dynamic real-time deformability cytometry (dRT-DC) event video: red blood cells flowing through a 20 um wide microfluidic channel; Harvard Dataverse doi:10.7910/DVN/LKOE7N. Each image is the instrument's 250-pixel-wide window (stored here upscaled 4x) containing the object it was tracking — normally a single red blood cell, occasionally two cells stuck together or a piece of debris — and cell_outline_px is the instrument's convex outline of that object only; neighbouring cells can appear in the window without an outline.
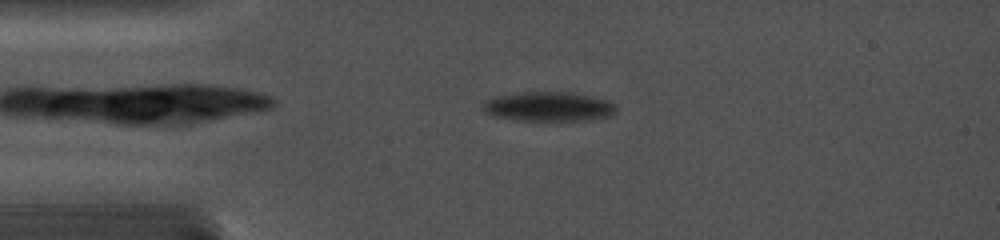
{"species": "common noctule bat (a hibernating species)", "species_latin": "Nyctalus noctula", "temperature_condition": "cold", "stored_images_in_passage": 17, "camera_frame_rate_fps": 5000, "um_per_image_px": 0.085, "animal": {"sex": "female", "body_mass_g": 19.0, "forearm_length_mm": 56.7}, "frame": {"image": 1, "passage_image": 4, "time_ms": 1.0, "image_size_px": [1000, 240], "cell_outline_px": [[616, 112], [608, 116], [588, 120], [516, 120], [496, 116], [484, 112], [484, 100], [496, 96], [524, 92], [568, 92], [592, 96], [608, 100], [616, 104]], "centroid_in_image_um": [46.66, 9.05], "position_along_channel_um": 38.3, "area_um2": 22.72}}
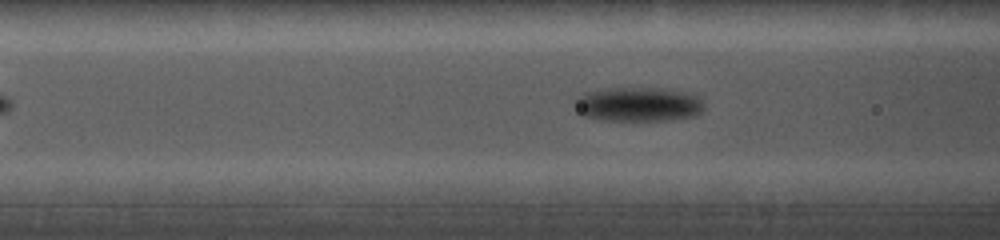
{"frame": {"image": 2, "passage_image": 12, "time_ms": 3.6, "image_size_px": [1000, 240], "cell_outline_px": [[704, 108], [696, 116], [672, 120], [600, 120], [584, 116], [576, 112], [572, 104], [584, 92], [604, 88], [664, 88], [684, 92], [700, 96], [704, 104]], "centroid_in_image_um": [54.24, 8.87], "position_along_channel_um": 112.4, "area_um2": 26.3}}
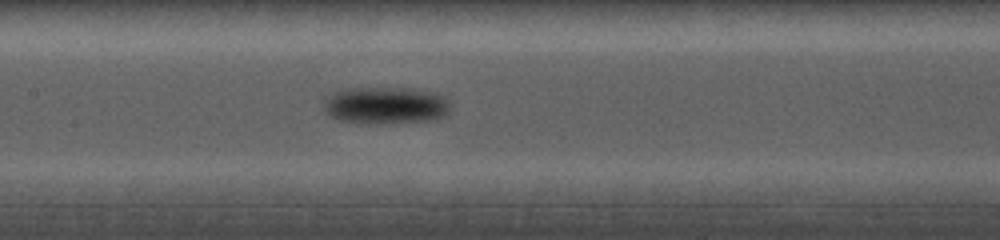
{"frame": {"image": 3, "passage_image": 17, "time_ms": 5.2, "image_size_px": [1000, 240], "cell_outline_px": [[452, 104], [448, 112], [444, 116], [436, 120], [392, 124], [368, 124], [340, 120], [328, 116], [324, 112], [324, 100], [332, 92], [348, 88], [424, 88], [440, 92]], "centroid_in_image_um": [32.85, 8.96], "position_along_channel_um": 174.6, "area_um2": 28.55}}